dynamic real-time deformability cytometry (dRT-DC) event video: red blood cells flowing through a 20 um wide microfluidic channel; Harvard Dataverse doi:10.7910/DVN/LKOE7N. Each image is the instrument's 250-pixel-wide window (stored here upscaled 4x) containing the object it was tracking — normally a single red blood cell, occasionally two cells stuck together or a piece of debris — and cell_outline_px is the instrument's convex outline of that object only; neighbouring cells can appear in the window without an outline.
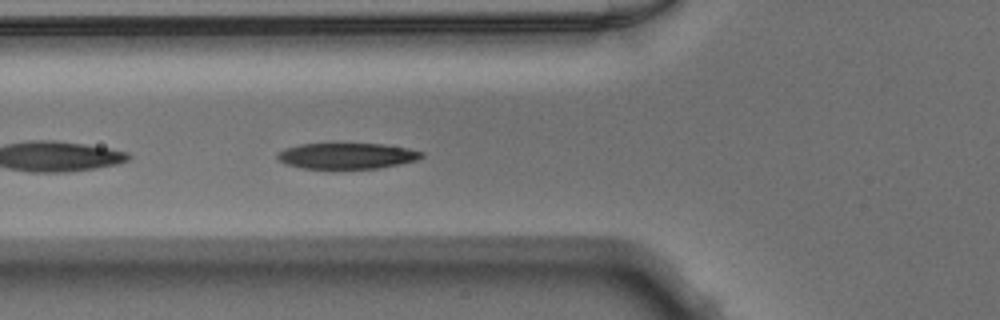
{"species": "Egyptian fruit bat (a non-hibernating species)", "species_latin": "Rousettus aegyptiacus", "temperature_condition": "warm", "stored_images_in_passage": 50, "segment_of_instrument_passage": [2, 2], "camera_frame_rate_fps": 3000, "um_per_image_px": 0.085, "animal": {"sex": "male"}, "frame": {"image": 1, "passage_image": 17, "time_ms": 5.333, "image_size_px": [1000, 320], "cell_outline_px": [[424, 156], [416, 160], [400, 164], [380, 168], [332, 172], [300, 168], [284, 164], [276, 156], [276, 152], [284, 148], [300, 144], [384, 144], [408, 148], [424, 152]], "centroid_in_image_um": [29.43, 13.3], "position_along_channel_um": 96.4, "area_um2": 22.95}}
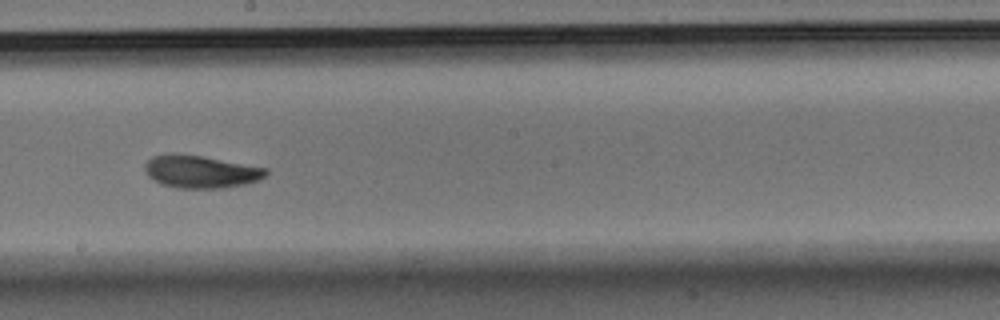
{"frame": {"image": 2, "passage_image": 27, "time_ms": 8.667, "image_size_px": [1000, 320], "cell_outline_px": [[268, 172], [260, 180], [244, 184], [224, 188], [176, 188], [160, 184], [148, 176], [144, 168], [144, 164], [152, 156], [168, 152], [176, 152], [204, 156], [268, 168]], "centroid_in_image_um": [17.03, 14.57], "position_along_channel_um": 231.2, "area_um2": 23.47}}
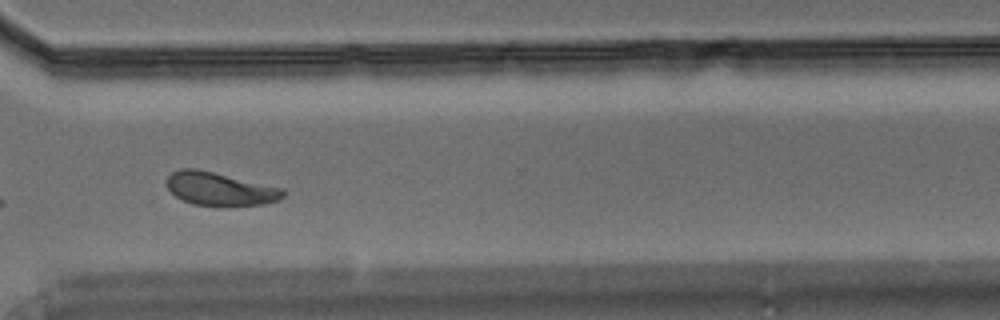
{"frame": {"image": 3, "passage_image": 36, "time_ms": 11.667, "image_size_px": [1000, 320], "cell_outline_px": [[284, 196], [280, 200], [264, 204], [192, 204], [176, 196], [168, 188], [168, 176], [172, 172], [180, 168], [196, 168], [284, 188]], "centroid_in_image_um": [18.71, 16.02], "position_along_channel_um": 351.9, "area_um2": 21.96}}